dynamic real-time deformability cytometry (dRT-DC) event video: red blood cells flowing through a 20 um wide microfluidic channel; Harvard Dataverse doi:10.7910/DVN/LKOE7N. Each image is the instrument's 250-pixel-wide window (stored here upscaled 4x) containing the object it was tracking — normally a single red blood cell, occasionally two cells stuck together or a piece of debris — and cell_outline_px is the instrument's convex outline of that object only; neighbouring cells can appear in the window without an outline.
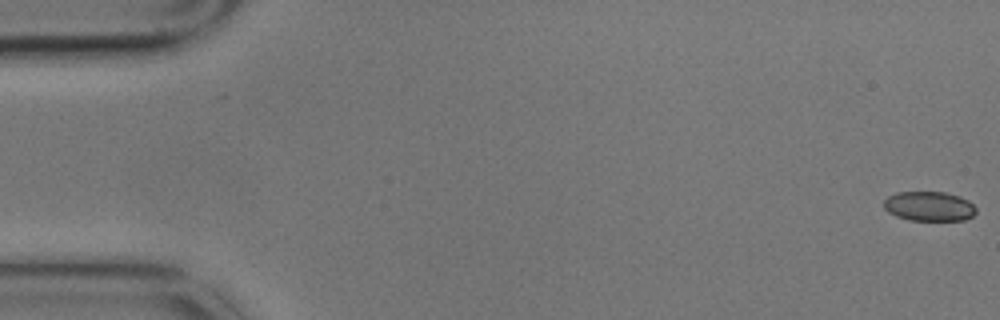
{"species": "common noctule bat (a hibernating species)", "species_latin": "Nyctalus noctula", "temperature_condition": "cold", "stored_images_in_passage": 3, "camera_frame_rate_fps": 3000, "um_per_image_px": 0.085, "animal": {"sex": "male", "body_mass_g": 17.9}, "frame": {"image": 1, "passage_image": 1, "time_ms": 0.0, "image_size_px": [1000, 320], "cell_outline_px": [[976, 212], [972, 216], [964, 220], [908, 220], [896, 216], [888, 212], [884, 208], [884, 200], [888, 196], [896, 192], [944, 192], [960, 196], [968, 200], [976, 208]], "centroid_in_image_um": [78.97, 17.53], "position_along_channel_um": 6.0, "area_um2": 15.95}}